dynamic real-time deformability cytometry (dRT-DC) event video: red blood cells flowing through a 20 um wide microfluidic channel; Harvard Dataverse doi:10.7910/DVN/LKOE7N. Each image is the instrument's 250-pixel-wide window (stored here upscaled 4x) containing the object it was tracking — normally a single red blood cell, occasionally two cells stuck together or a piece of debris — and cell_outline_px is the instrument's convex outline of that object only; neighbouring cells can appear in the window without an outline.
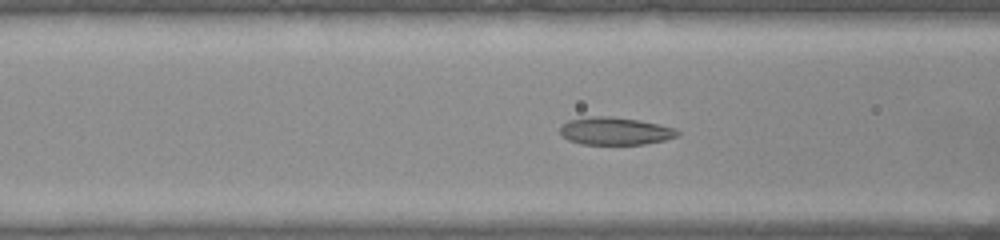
{"species": "common noctule bat (a hibernating species)", "species_latin": "Nyctalus noctula", "temperature_condition": "warm", "stored_images_in_passage": 36, "camera_frame_rate_fps": 3000, "um_per_image_px": 0.085, "animal": {"sex": "female", "body_mass_g": 22.0, "forearm_length_mm": 56.7}, "frame": {"image": 1, "passage_image": 15, "time_ms": 4.667, "image_size_px": [1000, 240], "cell_outline_px": [[680, 136], [664, 140], [644, 144], [580, 144], [568, 140], [560, 132], [560, 128], [568, 120], [596, 116], [612, 116], [640, 120], [660, 124], [676, 128], [680, 132]], "centroid_in_image_um": [52.34, 11.14], "position_along_channel_um": 114.3, "area_um2": 18.96}}
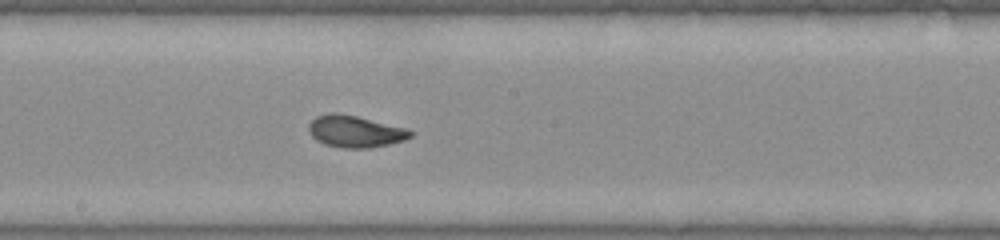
{"frame": {"image": 2, "passage_image": 23, "time_ms": 7.333, "image_size_px": [1000, 240], "cell_outline_px": [[412, 136], [404, 140], [388, 144], [368, 148], [340, 148], [324, 144], [316, 140], [308, 132], [308, 124], [316, 116], [332, 112], [336, 112], [356, 116], [408, 128], [412, 132]], "centroid_in_image_um": [30.16, 11.17], "position_along_channel_um": 218.0, "area_um2": 18.96}}
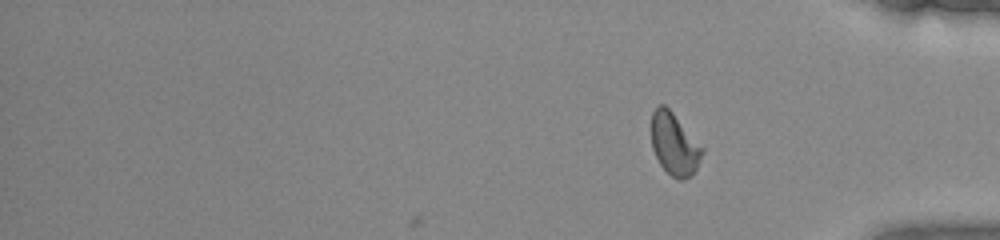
{"frame": {"image": 3, "passage_image": 36, "time_ms": 11.667, "image_size_px": [1000, 240], "cell_outline_px": [[704, 152], [696, 168], [684, 180], [676, 180], [660, 164], [652, 148], [652, 112], [660, 104], [664, 104], [672, 112], [704, 148]], "centroid_in_image_um": [57.32, 12.25], "position_along_channel_um": 377.9, "area_um2": 18.09}, "authors_computed_cell_mechanics": {"area_um2": 18.6983, "velocity_mm_per_s": 3.8989, "shape_relaxation_time_tau1_ms": 4.8587, "shape_relaxation_time_tau2_ms": 0.763, "deformation_change_tau1": 0.2004, "deformation_change_tau2": 0.0634}}